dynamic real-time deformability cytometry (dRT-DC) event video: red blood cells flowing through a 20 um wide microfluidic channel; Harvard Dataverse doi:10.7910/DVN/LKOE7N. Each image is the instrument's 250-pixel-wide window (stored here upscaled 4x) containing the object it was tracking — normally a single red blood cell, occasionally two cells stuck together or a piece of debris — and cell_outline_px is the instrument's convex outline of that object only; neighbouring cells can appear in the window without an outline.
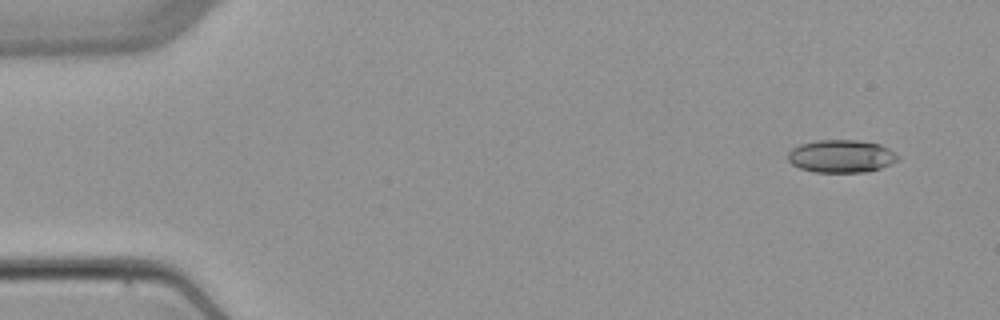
{"species": "common noctule bat (a hibernating species)", "species_latin": "Nyctalus noctula", "temperature_condition": "warm", "stored_images_in_passage": 4, "camera_frame_rate_fps": 3000, "um_per_image_px": 0.085, "animal": {"sex": "female", "body_mass_g": 22.7, "forearm_length_mm": 54.2}, "frame": {"image": 1, "passage_image": 1, "time_ms": 0.0, "image_size_px": [1000, 320], "cell_outline_px": [[900, 160], [880, 168], [868, 172], [816, 172], [800, 168], [792, 164], [788, 160], [788, 152], [792, 148], [800, 144], [816, 140], [860, 140], [880, 144], [888, 148], [900, 156]], "centroid_in_image_um": [71.53, 13.27], "position_along_channel_um": 13.5, "area_um2": 21.15}}
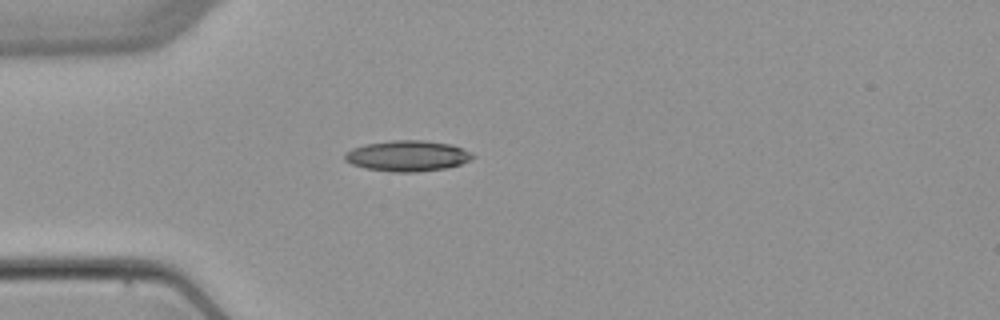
{"frame": {"image": 2, "passage_image": 4, "time_ms": 3.667, "image_size_px": [1000, 320], "cell_outline_px": [[476, 156], [460, 164], [444, 168], [416, 172], [392, 172], [364, 168], [352, 164], [344, 160], [344, 152], [352, 148], [364, 144], [392, 140], [424, 140], [452, 144], [472, 152]], "centroid_in_image_um": [34.61, 13.24], "position_along_channel_um": 50.4, "area_um2": 23.06}}